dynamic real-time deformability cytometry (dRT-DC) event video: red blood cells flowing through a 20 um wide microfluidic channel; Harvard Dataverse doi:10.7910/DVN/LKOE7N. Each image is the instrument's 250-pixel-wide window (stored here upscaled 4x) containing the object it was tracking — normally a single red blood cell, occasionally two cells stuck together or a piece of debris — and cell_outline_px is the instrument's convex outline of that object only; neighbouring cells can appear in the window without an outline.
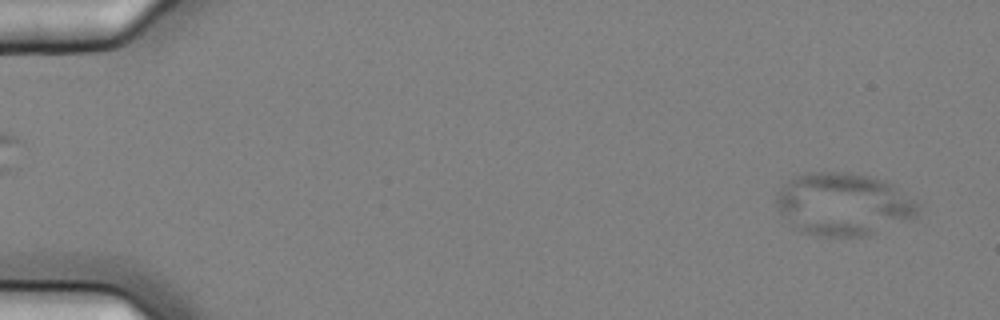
{"species": "common noctule bat (a hibernating species)", "species_latin": "Nyctalus noctula", "temperature_condition": "cold", "stored_images_in_passage": 2, "camera_frame_rate_fps": 3000, "um_per_image_px": 0.085, "animal": {"sex": "female", "body_mass_g": 25.1}, "frame": {"image": 1, "passage_image": 2, "time_ms": 0.333, "image_size_px": [1000, 320], "cell_outline_px": [[920, 212], [916, 216], [868, 236], [816, 236], [804, 232], [796, 228], [780, 212], [776, 204], [776, 192], [788, 180], [804, 172], [848, 172], [872, 176], [884, 180], [892, 184], [916, 200], [920, 204]], "centroid_in_image_um": [71.7, 17.34], "position_along_channel_um": 13.3, "area_um2": 51.85}}